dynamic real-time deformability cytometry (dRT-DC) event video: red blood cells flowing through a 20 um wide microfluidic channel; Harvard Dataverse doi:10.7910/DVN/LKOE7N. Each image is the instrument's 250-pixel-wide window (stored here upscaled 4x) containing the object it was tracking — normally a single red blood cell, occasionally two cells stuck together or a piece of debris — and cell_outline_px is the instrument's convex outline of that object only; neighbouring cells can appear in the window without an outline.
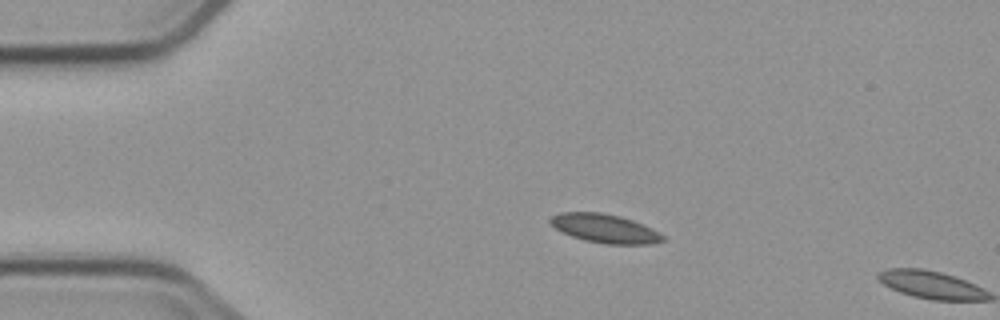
{"species": "common noctule bat (a hibernating species)", "species_latin": "Nyctalus noctula", "temperature_condition": "cold", "stored_images_in_passage": 4, "camera_frame_rate_fps": 3000, "um_per_image_px": 0.085, "animal": {"sex": "male", "body_mass_g": 23.1, "forearm_length_mm": 52.7}, "frame": {"image": 1, "passage_image": 3, "time_ms": 2.333, "image_size_px": [1000, 320], "cell_outline_px": [[668, 240], [652, 244], [604, 244], [584, 240], [572, 236], [556, 228], [548, 220], [552, 216], [560, 212], [600, 212], [620, 216], [632, 220], [652, 228], [660, 232]], "centroid_in_image_um": [51.46, 19.42], "position_along_channel_um": 33.5, "area_um2": 18.9}}